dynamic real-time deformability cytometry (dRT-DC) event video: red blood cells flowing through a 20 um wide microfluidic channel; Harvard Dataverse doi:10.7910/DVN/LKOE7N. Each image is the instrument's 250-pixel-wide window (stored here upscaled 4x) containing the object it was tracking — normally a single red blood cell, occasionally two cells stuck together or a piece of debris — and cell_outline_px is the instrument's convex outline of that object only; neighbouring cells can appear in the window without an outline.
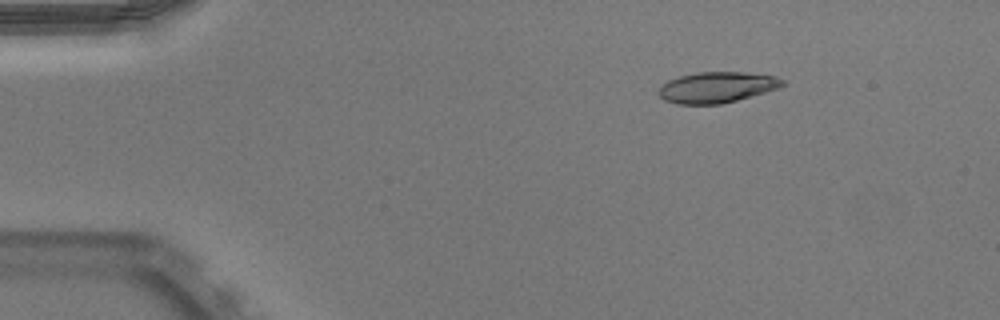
{"species": "Egyptian fruit bat (a non-hibernating species)", "species_latin": "Rousettus aegyptiacus", "temperature_condition": "warm", "stored_images_in_passage": 44, "camera_frame_rate_fps": 3000, "um_per_image_px": 0.085, "animal": {"sex": "male"}, "frame": {"image": 1, "passage_image": 1, "time_ms": 0.0, "image_size_px": [1000, 320], "cell_outline_px": [[784, 84], [780, 88], [736, 100], [720, 104], [676, 104], [664, 100], [660, 96], [660, 84], [668, 80], [680, 76], [696, 72], [748, 72], [776, 76], [784, 80]], "centroid_in_image_um": [60.94, 7.41], "position_along_channel_um": 24.1, "area_um2": 22.31}}
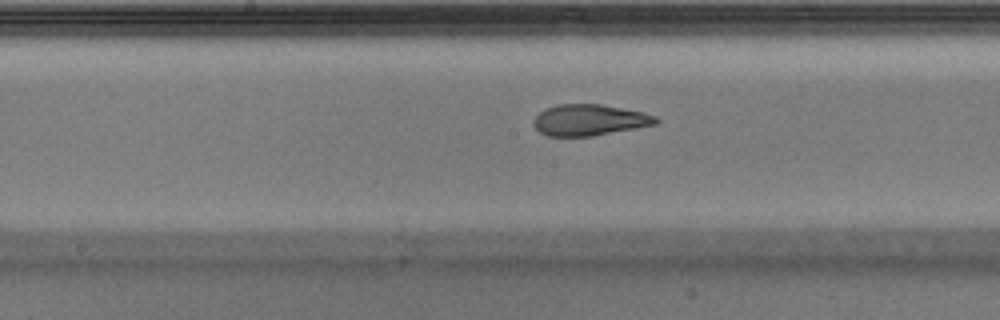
{"frame": {"image": 2, "passage_image": 20, "time_ms": 6.333, "image_size_px": [1000, 320], "cell_outline_px": [[660, 120], [656, 124], [636, 128], [592, 136], [548, 136], [540, 132], [532, 124], [532, 120], [544, 108], [560, 104], [600, 104], [644, 112], [656, 116]], "centroid_in_image_um": [50.09, 10.2], "position_along_channel_um": 198.1, "area_um2": 22.25}}
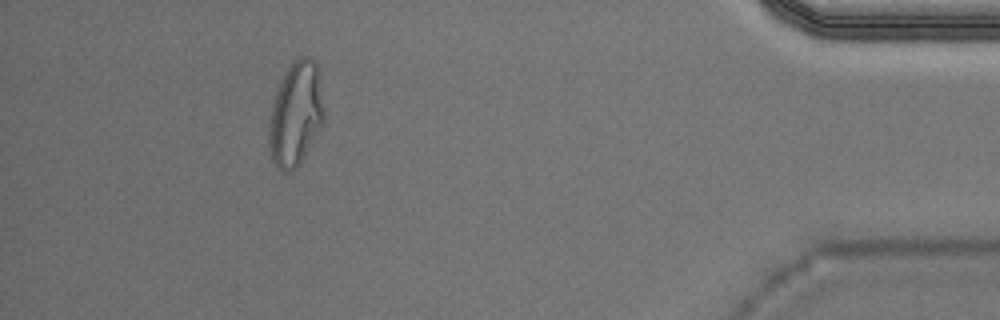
{"frame": {"image": 3, "passage_image": 40, "time_ms": 13.0, "image_size_px": [1000, 320], "cell_outline_px": [[324, 120], [300, 164], [296, 168], [288, 172], [284, 172], [272, 160], [268, 144], [268, 128], [272, 104], [276, 92], [284, 72], [288, 64], [292, 60], [300, 56], [308, 56], [316, 60], [324, 108]], "centroid_in_image_um": [25.12, 9.65], "position_along_channel_um": 410.1, "area_um2": 33.52}, "authors_computed_cell_mechanics": {"area_um2": 23.2067, "velocity_mm_per_s": 3.9684, "shape_relaxation_time_tau1_ms": 6.3194, "shape_relaxation_time_tau2_ms": 1.1236, "deformation_change_tau1": 0.2325, "deformation_change_tau2": 0.0686}}